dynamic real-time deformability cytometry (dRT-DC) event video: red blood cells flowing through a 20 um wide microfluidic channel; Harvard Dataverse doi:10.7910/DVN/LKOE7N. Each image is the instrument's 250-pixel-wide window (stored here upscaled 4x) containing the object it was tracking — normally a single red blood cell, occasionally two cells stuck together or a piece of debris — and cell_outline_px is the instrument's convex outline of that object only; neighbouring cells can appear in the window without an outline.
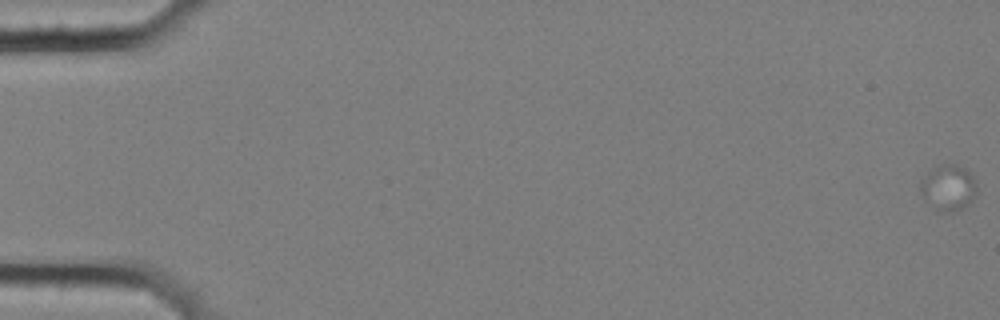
{"species": "common noctule bat (a hibernating species)", "species_latin": "Nyctalus noctula", "temperature_condition": "cold", "stored_images_in_passage": 8, "camera_frame_rate_fps": 3000, "um_per_image_px": 0.085, "animal": {"sex": "female", "body_mass_g": 25.1}, "frame": {"image": 1, "passage_image": 1, "time_ms": 0.0, "image_size_px": [1000, 320], "cell_outline_px": [[976, 196], [968, 204], [952, 212], [940, 212], [924, 200], [920, 192], [920, 184], [936, 168], [948, 164], [956, 164], [964, 168], [972, 176], [976, 188]], "centroid_in_image_um": [80.63, 16.0], "position_along_channel_um": 4.4, "area_um2": 14.45}}